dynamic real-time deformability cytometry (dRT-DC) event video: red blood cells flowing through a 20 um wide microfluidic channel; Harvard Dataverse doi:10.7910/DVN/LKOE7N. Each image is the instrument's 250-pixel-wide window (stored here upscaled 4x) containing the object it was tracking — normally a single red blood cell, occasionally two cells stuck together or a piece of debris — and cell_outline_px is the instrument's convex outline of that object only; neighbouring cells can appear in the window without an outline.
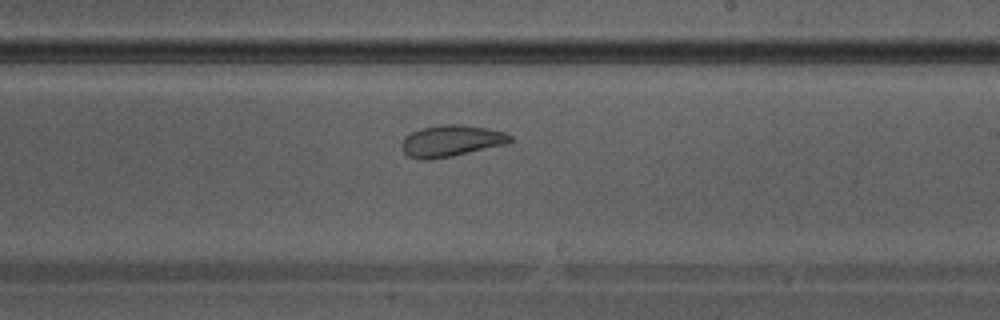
{"species": "Egyptian fruit bat (a non-hibernating species)", "species_latin": "Rousettus aegyptiacus", "temperature_condition": "warm", "stored_images_in_passage": 38, "camera_frame_rate_fps": 3000, "um_per_image_px": 0.085, "animal": {"sex": "male"}, "frame": {"image": 1, "passage_image": 22, "time_ms": 7.0, "image_size_px": [1000, 320], "cell_outline_px": [[512, 140], [508, 144], [452, 156], [428, 160], [424, 160], [408, 156], [404, 152], [404, 136], [412, 132], [424, 128], [440, 124], [460, 124], [488, 128], [504, 132], [512, 136]], "centroid_in_image_um": [38.41, 11.97], "position_along_channel_um": 250.6, "area_um2": 19.77}}